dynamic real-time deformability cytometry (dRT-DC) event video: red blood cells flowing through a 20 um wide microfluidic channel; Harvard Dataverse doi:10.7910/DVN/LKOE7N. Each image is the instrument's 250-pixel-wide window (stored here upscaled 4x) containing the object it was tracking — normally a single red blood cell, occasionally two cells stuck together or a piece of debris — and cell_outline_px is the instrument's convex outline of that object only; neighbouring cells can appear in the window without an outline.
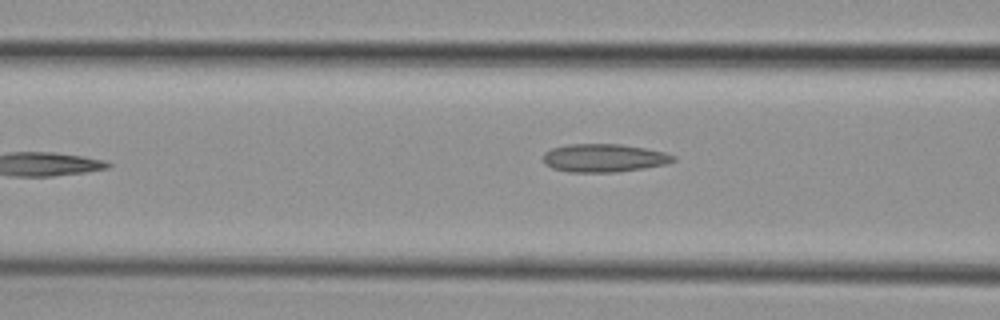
{"species": "common noctule bat (a hibernating species)", "species_latin": "Nyctalus noctula", "temperature_condition": "cold", "stored_images_in_passage": 9, "camera_frame_rate_fps": 3000, "um_per_image_px": 0.085, "animal": {"sex": "female", "body_mass_g": 29.2, "forearm_length_mm": 56.3}, "frame": {"image": 1, "passage_image": 8, "time_ms": 8.333, "image_size_px": [1000, 320], "cell_outline_px": [[676, 160], [664, 164], [644, 168], [616, 172], [568, 172], [552, 168], [544, 164], [544, 152], [552, 148], [568, 144], [620, 144], [644, 148], [664, 152], [676, 156]], "centroid_in_image_um": [51.31, 13.43], "position_along_channel_um": 115.3, "area_um2": 21.33}}
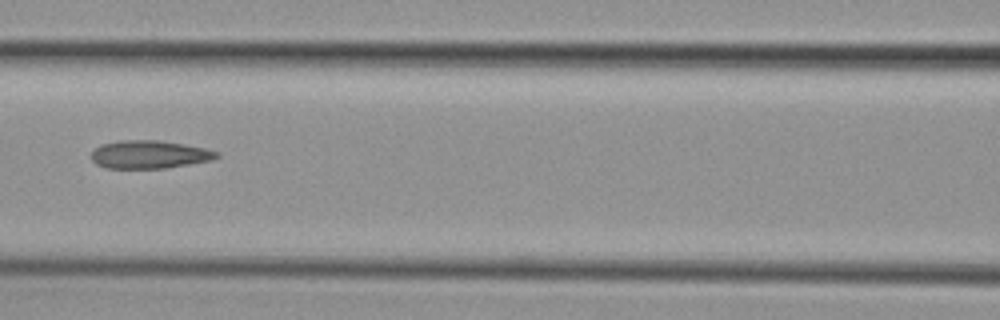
{"frame": {"image": 2, "passage_image": 9, "time_ms": 9.333, "image_size_px": [1000, 320], "cell_outline_px": [[220, 156], [212, 160], [164, 168], [104, 168], [96, 164], [92, 160], [92, 152], [100, 144], [120, 140], [160, 140], [184, 144], [204, 148], [220, 152]], "centroid_in_image_um": [12.69, 13.12], "position_along_channel_um": 153.9, "area_um2": 20.52}}